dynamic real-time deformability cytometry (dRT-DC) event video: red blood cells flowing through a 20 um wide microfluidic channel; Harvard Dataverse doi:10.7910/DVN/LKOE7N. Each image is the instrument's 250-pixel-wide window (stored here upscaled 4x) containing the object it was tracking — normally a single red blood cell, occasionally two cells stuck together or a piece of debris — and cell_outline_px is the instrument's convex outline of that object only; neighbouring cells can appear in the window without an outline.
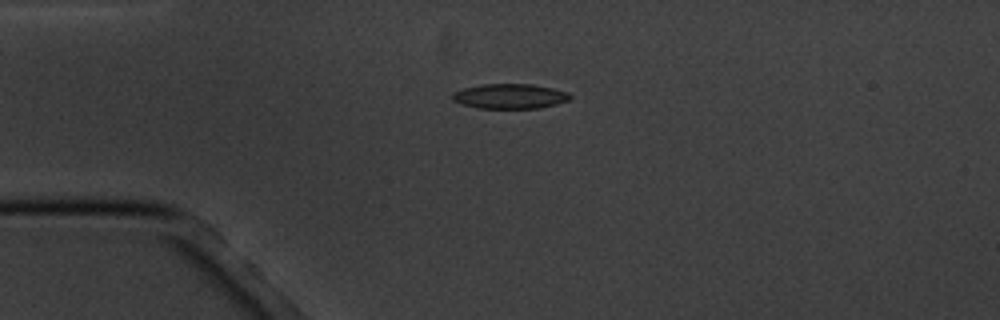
{"species": "common noctule bat (a hibernating species)", "species_latin": "Nyctalus noctula", "temperature_condition": "cold", "stored_images_in_passage": 6, "camera_frame_rate_fps": 3000, "um_per_image_px": 0.085, "animal": {"sex": "male", "body_mass_g": 20.1, "forearm_length_mm": 53.5}, "frame": {"image": 1, "passage_image": 1, "time_ms": 0.0, "image_size_px": [1000, 320], "cell_outline_px": [[572, 96], [568, 100], [556, 104], [540, 108], [480, 108], [460, 104], [452, 100], [452, 92], [464, 88], [480, 84], [532, 84], [552, 88], [568, 92]], "centroid_in_image_um": [43.31, 8.18], "position_along_channel_um": 41.7, "area_um2": 17.11}}
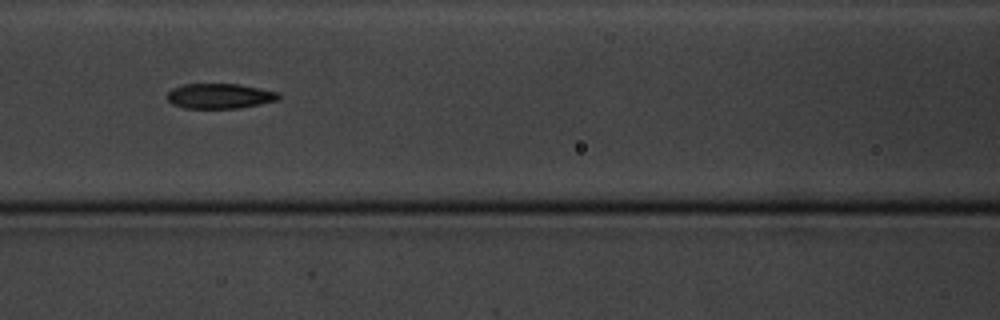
{"frame": {"image": 2, "passage_image": 4, "time_ms": 3.667, "image_size_px": [1000, 320], "cell_outline_px": [[280, 96], [276, 100], [260, 104], [236, 108], [184, 108], [172, 104], [168, 100], [168, 92], [172, 88], [184, 84], [240, 84], [260, 88], [276, 92]], "centroid_in_image_um": [18.64, 8.16], "position_along_channel_um": 148.0, "area_um2": 16.13}}
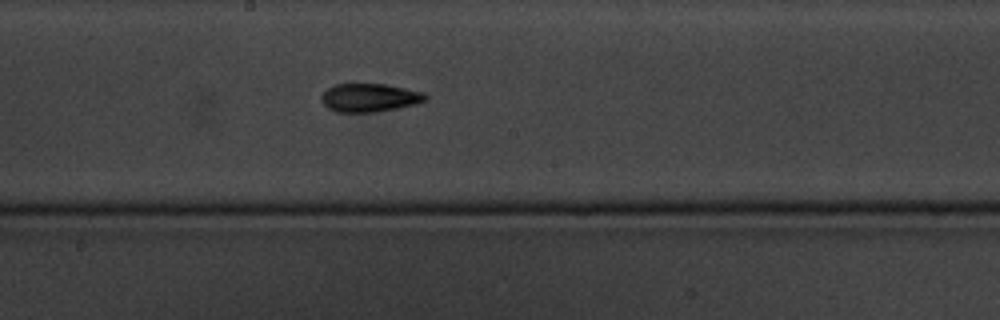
{"frame": {"image": 3, "passage_image": 6, "time_ms": 5.667, "image_size_px": [1000, 320], "cell_outline_px": [[428, 100], [416, 104], [376, 112], [336, 112], [328, 108], [320, 100], [320, 96], [328, 88], [336, 84], [384, 84], [424, 92], [428, 96]], "centroid_in_image_um": [31.42, 8.3], "position_along_channel_um": 216.8, "area_um2": 17.22}}